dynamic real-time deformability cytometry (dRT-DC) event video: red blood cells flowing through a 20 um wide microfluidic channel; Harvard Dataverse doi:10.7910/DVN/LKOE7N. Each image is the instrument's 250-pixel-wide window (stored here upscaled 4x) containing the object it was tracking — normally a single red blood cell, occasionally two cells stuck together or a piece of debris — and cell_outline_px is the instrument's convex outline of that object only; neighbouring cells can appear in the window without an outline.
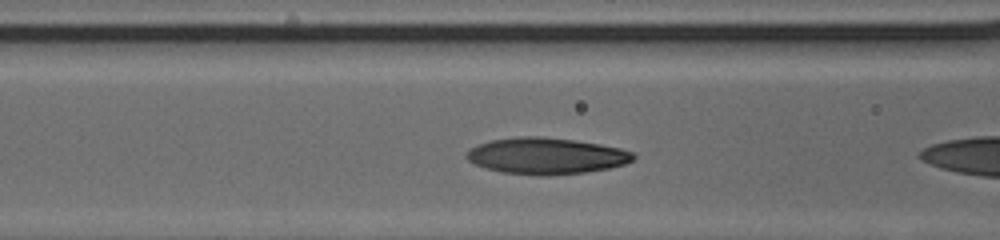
{"species": "human", "species_latin": "Homo sapiens", "temperature_condition": "cold", "stored_images_in_passage": 33, "camera_frame_rate_fps": 3000, "um_per_image_px": 0.085, "donor": {"sex": "male"}, "frame": {"image": 1, "passage_image": 10, "time_ms": 3.0, "image_size_px": [1000, 240], "cell_outline_px": [[636, 156], [632, 160], [624, 164], [608, 168], [584, 172], [548, 176], [536, 176], [500, 172], [476, 164], [468, 160], [464, 156], [468, 148], [492, 140], [516, 136], [544, 136], [576, 140], [600, 144], [620, 148], [632, 152]], "centroid_in_image_um": [46.4, 13.25], "position_along_channel_um": 120.2, "area_um2": 35.55}}
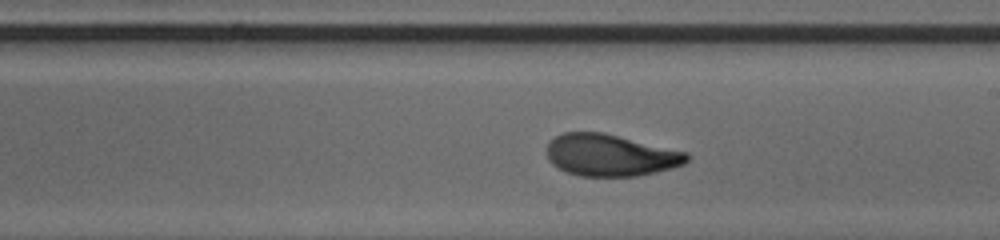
{"frame": {"image": 2, "passage_image": 19, "time_ms": 6.0, "image_size_px": [1000, 240], "cell_outline_px": [[688, 160], [684, 164], [672, 168], [656, 172], [636, 176], [580, 176], [568, 172], [552, 164], [548, 160], [548, 144], [556, 136], [564, 132], [604, 132], [688, 152]], "centroid_in_image_um": [51.91, 13.18], "position_along_channel_um": 237.1, "area_um2": 34.1}}
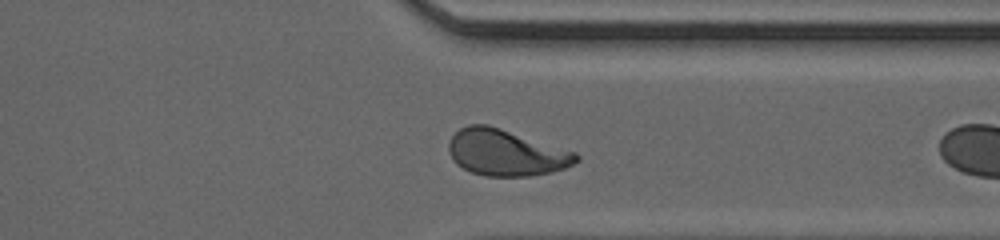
{"frame": {"image": 3, "passage_image": 29, "time_ms": 9.333, "image_size_px": [1000, 240], "cell_outline_px": [[580, 160], [564, 168], [552, 172], [532, 176], [484, 176], [472, 172], [456, 164], [452, 160], [448, 152], [448, 144], [452, 136], [460, 128], [468, 124], [488, 124], [576, 152], [580, 156]], "centroid_in_image_um": [43.0, 12.98], "position_along_channel_um": 368.4, "area_um2": 34.51}}